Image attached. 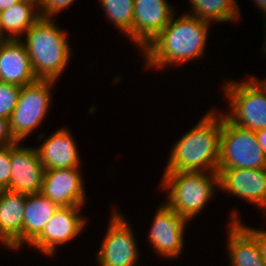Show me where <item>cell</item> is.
<instances>
[{
	"label": "cell",
	"mask_w": 266,
	"mask_h": 266,
	"mask_svg": "<svg viewBox=\"0 0 266 266\" xmlns=\"http://www.w3.org/2000/svg\"><path fill=\"white\" fill-rule=\"evenodd\" d=\"M220 192L260 207L266 214V168H218Z\"/></svg>",
	"instance_id": "cell-11"
},
{
	"label": "cell",
	"mask_w": 266,
	"mask_h": 266,
	"mask_svg": "<svg viewBox=\"0 0 266 266\" xmlns=\"http://www.w3.org/2000/svg\"><path fill=\"white\" fill-rule=\"evenodd\" d=\"M82 207L84 206L60 207L28 246L47 257L56 255L58 247L70 243L84 232L89 218L81 214Z\"/></svg>",
	"instance_id": "cell-9"
},
{
	"label": "cell",
	"mask_w": 266,
	"mask_h": 266,
	"mask_svg": "<svg viewBox=\"0 0 266 266\" xmlns=\"http://www.w3.org/2000/svg\"><path fill=\"white\" fill-rule=\"evenodd\" d=\"M252 1L255 3L254 5H256L258 9H261L260 11L262 15H264L263 18L266 19V0H252Z\"/></svg>",
	"instance_id": "cell-30"
},
{
	"label": "cell",
	"mask_w": 266,
	"mask_h": 266,
	"mask_svg": "<svg viewBox=\"0 0 266 266\" xmlns=\"http://www.w3.org/2000/svg\"><path fill=\"white\" fill-rule=\"evenodd\" d=\"M0 40H2V23H1V11H0Z\"/></svg>",
	"instance_id": "cell-33"
},
{
	"label": "cell",
	"mask_w": 266,
	"mask_h": 266,
	"mask_svg": "<svg viewBox=\"0 0 266 266\" xmlns=\"http://www.w3.org/2000/svg\"><path fill=\"white\" fill-rule=\"evenodd\" d=\"M37 80L21 39L0 40V82L23 87Z\"/></svg>",
	"instance_id": "cell-17"
},
{
	"label": "cell",
	"mask_w": 266,
	"mask_h": 266,
	"mask_svg": "<svg viewBox=\"0 0 266 266\" xmlns=\"http://www.w3.org/2000/svg\"><path fill=\"white\" fill-rule=\"evenodd\" d=\"M218 168H266V154L255 131L233 125L223 115Z\"/></svg>",
	"instance_id": "cell-7"
},
{
	"label": "cell",
	"mask_w": 266,
	"mask_h": 266,
	"mask_svg": "<svg viewBox=\"0 0 266 266\" xmlns=\"http://www.w3.org/2000/svg\"><path fill=\"white\" fill-rule=\"evenodd\" d=\"M80 167L45 170L41 193L58 207L85 206L86 188Z\"/></svg>",
	"instance_id": "cell-13"
},
{
	"label": "cell",
	"mask_w": 266,
	"mask_h": 266,
	"mask_svg": "<svg viewBox=\"0 0 266 266\" xmlns=\"http://www.w3.org/2000/svg\"><path fill=\"white\" fill-rule=\"evenodd\" d=\"M228 226L225 246L229 266H266L256 239L239 222H229Z\"/></svg>",
	"instance_id": "cell-18"
},
{
	"label": "cell",
	"mask_w": 266,
	"mask_h": 266,
	"mask_svg": "<svg viewBox=\"0 0 266 266\" xmlns=\"http://www.w3.org/2000/svg\"><path fill=\"white\" fill-rule=\"evenodd\" d=\"M21 86L0 82V118L10 119L18 102Z\"/></svg>",
	"instance_id": "cell-23"
},
{
	"label": "cell",
	"mask_w": 266,
	"mask_h": 266,
	"mask_svg": "<svg viewBox=\"0 0 266 266\" xmlns=\"http://www.w3.org/2000/svg\"><path fill=\"white\" fill-rule=\"evenodd\" d=\"M21 0H0V11L6 10Z\"/></svg>",
	"instance_id": "cell-29"
},
{
	"label": "cell",
	"mask_w": 266,
	"mask_h": 266,
	"mask_svg": "<svg viewBox=\"0 0 266 266\" xmlns=\"http://www.w3.org/2000/svg\"><path fill=\"white\" fill-rule=\"evenodd\" d=\"M172 16L163 30L144 48L142 56L147 69H165L172 65L199 60L206 55L210 22L185 12ZM205 53V55H204Z\"/></svg>",
	"instance_id": "cell-1"
},
{
	"label": "cell",
	"mask_w": 266,
	"mask_h": 266,
	"mask_svg": "<svg viewBox=\"0 0 266 266\" xmlns=\"http://www.w3.org/2000/svg\"><path fill=\"white\" fill-rule=\"evenodd\" d=\"M107 19L131 41L134 0H99Z\"/></svg>",
	"instance_id": "cell-22"
},
{
	"label": "cell",
	"mask_w": 266,
	"mask_h": 266,
	"mask_svg": "<svg viewBox=\"0 0 266 266\" xmlns=\"http://www.w3.org/2000/svg\"><path fill=\"white\" fill-rule=\"evenodd\" d=\"M11 172L9 190L24 194L41 191L45 169L35 147L11 144Z\"/></svg>",
	"instance_id": "cell-14"
},
{
	"label": "cell",
	"mask_w": 266,
	"mask_h": 266,
	"mask_svg": "<svg viewBox=\"0 0 266 266\" xmlns=\"http://www.w3.org/2000/svg\"><path fill=\"white\" fill-rule=\"evenodd\" d=\"M23 37L20 39L28 51L36 77L58 82L73 52L68 42V32L59 28L53 19L39 18Z\"/></svg>",
	"instance_id": "cell-3"
},
{
	"label": "cell",
	"mask_w": 266,
	"mask_h": 266,
	"mask_svg": "<svg viewBox=\"0 0 266 266\" xmlns=\"http://www.w3.org/2000/svg\"><path fill=\"white\" fill-rule=\"evenodd\" d=\"M167 0H134L131 42L142 52L170 22L175 8Z\"/></svg>",
	"instance_id": "cell-12"
},
{
	"label": "cell",
	"mask_w": 266,
	"mask_h": 266,
	"mask_svg": "<svg viewBox=\"0 0 266 266\" xmlns=\"http://www.w3.org/2000/svg\"><path fill=\"white\" fill-rule=\"evenodd\" d=\"M234 211L230 212V222H239L255 239L257 242V246L260 252L261 257L266 262V230L252 228L251 226H247L246 224H242L241 217H239L238 211L233 209Z\"/></svg>",
	"instance_id": "cell-26"
},
{
	"label": "cell",
	"mask_w": 266,
	"mask_h": 266,
	"mask_svg": "<svg viewBox=\"0 0 266 266\" xmlns=\"http://www.w3.org/2000/svg\"><path fill=\"white\" fill-rule=\"evenodd\" d=\"M256 139L260 147L266 154V128L255 131Z\"/></svg>",
	"instance_id": "cell-28"
},
{
	"label": "cell",
	"mask_w": 266,
	"mask_h": 266,
	"mask_svg": "<svg viewBox=\"0 0 266 266\" xmlns=\"http://www.w3.org/2000/svg\"><path fill=\"white\" fill-rule=\"evenodd\" d=\"M73 137L66 127H60L48 137H45L44 133H39L37 138L45 140L35 148L45 170L82 167L77 142Z\"/></svg>",
	"instance_id": "cell-15"
},
{
	"label": "cell",
	"mask_w": 266,
	"mask_h": 266,
	"mask_svg": "<svg viewBox=\"0 0 266 266\" xmlns=\"http://www.w3.org/2000/svg\"><path fill=\"white\" fill-rule=\"evenodd\" d=\"M59 208L41 192L26 194L23 217V245H29L42 232L44 225Z\"/></svg>",
	"instance_id": "cell-19"
},
{
	"label": "cell",
	"mask_w": 266,
	"mask_h": 266,
	"mask_svg": "<svg viewBox=\"0 0 266 266\" xmlns=\"http://www.w3.org/2000/svg\"><path fill=\"white\" fill-rule=\"evenodd\" d=\"M39 18L38 7L28 1H20L1 11L2 40L22 38Z\"/></svg>",
	"instance_id": "cell-20"
},
{
	"label": "cell",
	"mask_w": 266,
	"mask_h": 266,
	"mask_svg": "<svg viewBox=\"0 0 266 266\" xmlns=\"http://www.w3.org/2000/svg\"><path fill=\"white\" fill-rule=\"evenodd\" d=\"M56 82L38 79L21 87L18 102L9 119L10 131L17 142L25 141L45 121L52 105L51 90Z\"/></svg>",
	"instance_id": "cell-6"
},
{
	"label": "cell",
	"mask_w": 266,
	"mask_h": 266,
	"mask_svg": "<svg viewBox=\"0 0 266 266\" xmlns=\"http://www.w3.org/2000/svg\"><path fill=\"white\" fill-rule=\"evenodd\" d=\"M21 1H28V2H31V3L35 4L37 7H38L39 2H40V0H21Z\"/></svg>",
	"instance_id": "cell-32"
},
{
	"label": "cell",
	"mask_w": 266,
	"mask_h": 266,
	"mask_svg": "<svg viewBox=\"0 0 266 266\" xmlns=\"http://www.w3.org/2000/svg\"><path fill=\"white\" fill-rule=\"evenodd\" d=\"M224 83L223 92L230 111L222 110V115L240 128L253 131L266 128V84L252 75L247 80Z\"/></svg>",
	"instance_id": "cell-5"
},
{
	"label": "cell",
	"mask_w": 266,
	"mask_h": 266,
	"mask_svg": "<svg viewBox=\"0 0 266 266\" xmlns=\"http://www.w3.org/2000/svg\"><path fill=\"white\" fill-rule=\"evenodd\" d=\"M15 143H17V141L10 131L9 119L0 118V147Z\"/></svg>",
	"instance_id": "cell-27"
},
{
	"label": "cell",
	"mask_w": 266,
	"mask_h": 266,
	"mask_svg": "<svg viewBox=\"0 0 266 266\" xmlns=\"http://www.w3.org/2000/svg\"><path fill=\"white\" fill-rule=\"evenodd\" d=\"M191 7L186 14L198 17L201 20L213 24L238 22L240 19V9L237 0H189ZM192 13V14H191Z\"/></svg>",
	"instance_id": "cell-21"
},
{
	"label": "cell",
	"mask_w": 266,
	"mask_h": 266,
	"mask_svg": "<svg viewBox=\"0 0 266 266\" xmlns=\"http://www.w3.org/2000/svg\"><path fill=\"white\" fill-rule=\"evenodd\" d=\"M160 184L167 193L164 203L189 222L217 194L218 172H163Z\"/></svg>",
	"instance_id": "cell-4"
},
{
	"label": "cell",
	"mask_w": 266,
	"mask_h": 266,
	"mask_svg": "<svg viewBox=\"0 0 266 266\" xmlns=\"http://www.w3.org/2000/svg\"><path fill=\"white\" fill-rule=\"evenodd\" d=\"M26 194L0 190V243L13 251L23 248V217Z\"/></svg>",
	"instance_id": "cell-16"
},
{
	"label": "cell",
	"mask_w": 266,
	"mask_h": 266,
	"mask_svg": "<svg viewBox=\"0 0 266 266\" xmlns=\"http://www.w3.org/2000/svg\"><path fill=\"white\" fill-rule=\"evenodd\" d=\"M76 0H40L38 5V11L40 18L54 19L58 13L67 9Z\"/></svg>",
	"instance_id": "cell-24"
},
{
	"label": "cell",
	"mask_w": 266,
	"mask_h": 266,
	"mask_svg": "<svg viewBox=\"0 0 266 266\" xmlns=\"http://www.w3.org/2000/svg\"><path fill=\"white\" fill-rule=\"evenodd\" d=\"M114 209L96 254L97 265L137 266L140 252L134 230L123 214Z\"/></svg>",
	"instance_id": "cell-8"
},
{
	"label": "cell",
	"mask_w": 266,
	"mask_h": 266,
	"mask_svg": "<svg viewBox=\"0 0 266 266\" xmlns=\"http://www.w3.org/2000/svg\"><path fill=\"white\" fill-rule=\"evenodd\" d=\"M215 110L209 109L195 126L177 139L164 172H218L222 113Z\"/></svg>",
	"instance_id": "cell-2"
},
{
	"label": "cell",
	"mask_w": 266,
	"mask_h": 266,
	"mask_svg": "<svg viewBox=\"0 0 266 266\" xmlns=\"http://www.w3.org/2000/svg\"><path fill=\"white\" fill-rule=\"evenodd\" d=\"M11 173L10 144L0 147V190H9Z\"/></svg>",
	"instance_id": "cell-25"
},
{
	"label": "cell",
	"mask_w": 266,
	"mask_h": 266,
	"mask_svg": "<svg viewBox=\"0 0 266 266\" xmlns=\"http://www.w3.org/2000/svg\"><path fill=\"white\" fill-rule=\"evenodd\" d=\"M265 25V37H264V42H263V47L261 48V50H262V53L264 54V55H266V24H264Z\"/></svg>",
	"instance_id": "cell-31"
},
{
	"label": "cell",
	"mask_w": 266,
	"mask_h": 266,
	"mask_svg": "<svg viewBox=\"0 0 266 266\" xmlns=\"http://www.w3.org/2000/svg\"><path fill=\"white\" fill-rule=\"evenodd\" d=\"M188 223L165 203L160 204L147 234L148 243L154 253L158 254V257L177 260L181 253L183 254Z\"/></svg>",
	"instance_id": "cell-10"
}]
</instances>
